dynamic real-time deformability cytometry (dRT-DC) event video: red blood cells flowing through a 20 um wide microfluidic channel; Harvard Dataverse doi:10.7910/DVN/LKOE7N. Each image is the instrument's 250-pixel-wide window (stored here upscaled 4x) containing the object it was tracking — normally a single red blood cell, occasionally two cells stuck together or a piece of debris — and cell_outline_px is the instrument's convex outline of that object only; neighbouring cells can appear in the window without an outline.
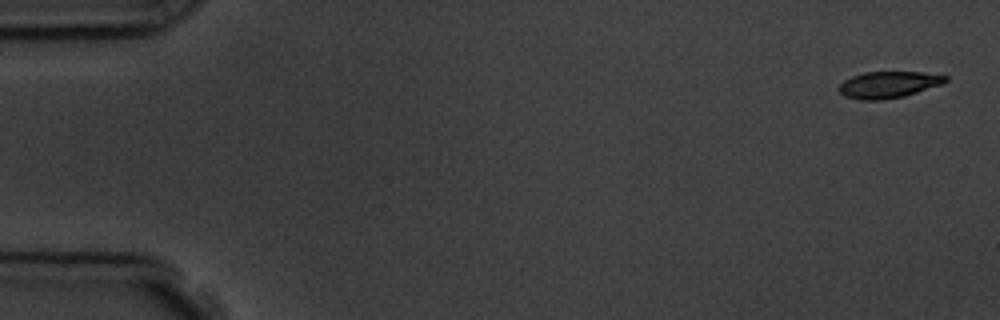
{"species": "common noctule bat (a hibernating species)", "species_latin": "Nyctalus noctula", "temperature_condition": "room temperature", "stored_images_in_passage": 6, "segment_of_instrument_passage": [2, 2], "camera_frame_rate_fps": 3000, "um_per_image_px": 0.085, "animal": {"sex": "male", "body_mass_g": 19.5, "forearm_length_mm": 54.6}, "frame": {"image": 1, "passage_image": 6, "time_ms": 6.667, "image_size_px": [1000, 320], "cell_outline_px": [[948, 80], [944, 84], [904, 96], [884, 100], [860, 100], [844, 96], [840, 92], [840, 84], [844, 80], [852, 76], [864, 72], [920, 72], [948, 76]], "centroid_in_image_um": [75.54, 7.2], "position_along_channel_um": 9.5, "area_um2": 16.53}}